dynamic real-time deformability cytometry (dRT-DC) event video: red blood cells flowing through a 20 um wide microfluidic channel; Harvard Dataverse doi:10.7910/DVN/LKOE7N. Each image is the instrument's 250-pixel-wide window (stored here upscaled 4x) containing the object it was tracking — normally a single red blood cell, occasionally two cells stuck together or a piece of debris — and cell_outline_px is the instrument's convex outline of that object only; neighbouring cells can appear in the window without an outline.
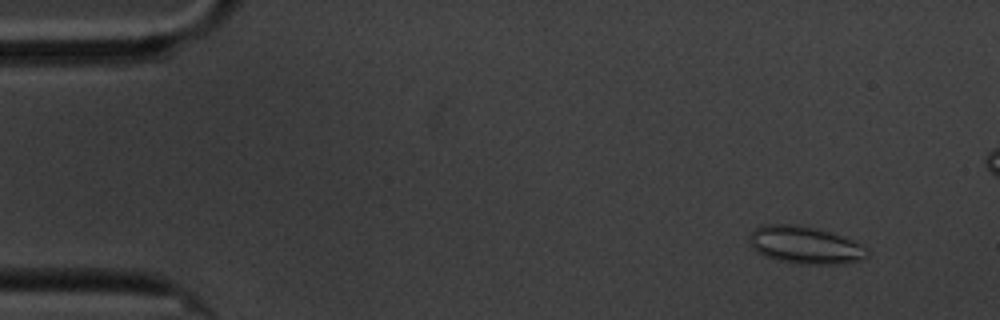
{"species": "common noctule bat (a hibernating species)", "species_latin": "Nyctalus noctula", "temperature_condition": "cold", "stored_images_in_passage": 16, "camera_frame_rate_fps": 3000, "um_per_image_px": 0.085, "animal": {"sex": "male", "body_mass_g": 20.1, "forearm_length_mm": 53.5}, "frame": {"image": 1, "passage_image": 2, "time_ms": 1.333, "image_size_px": [1000, 320], "cell_outline_px": [[868, 256], [860, 260], [836, 264], [800, 264], [776, 260], [764, 256], [756, 252], [752, 248], [748, 240], [748, 236], [756, 228], [764, 224], [792, 224], [816, 228], [852, 240], [868, 248]], "centroid_in_image_um": [68.38, 20.84], "position_along_channel_um": 16.6, "area_um2": 25.72}}
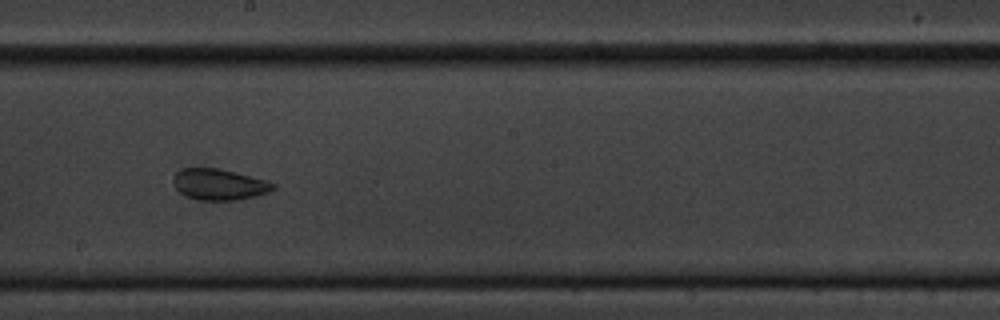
{"frame": {"image": 2, "passage_image": 9, "time_ms": 10.333, "image_size_px": [1000, 320], "cell_outline_px": [[276, 188], [268, 192], [256, 196], [236, 200], [200, 200], [188, 196], [180, 192], [176, 188], [172, 180], [176, 172], [180, 168], [216, 168], [236, 172], [264, 180], [276, 184]], "centroid_in_image_um": [18.62, 15.67], "position_along_channel_um": 229.6, "area_um2": 17.98}}
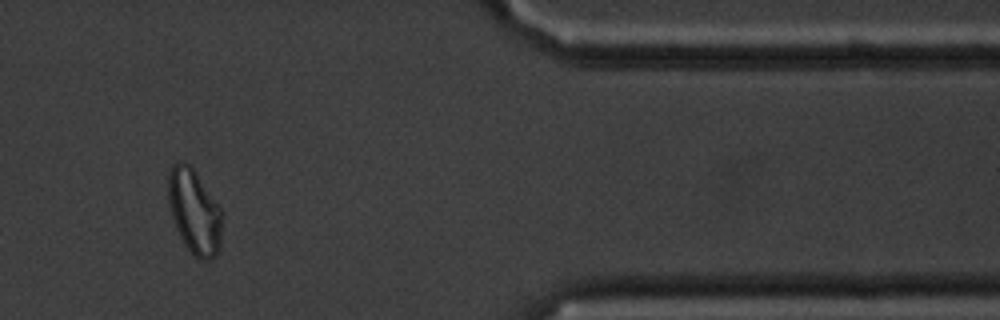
{"frame": {"image": 3, "passage_image": 13, "time_ms": 16.0, "image_size_px": [1000, 320], "cell_outline_px": [[220, 248], [208, 260], [200, 260], [184, 244], [176, 228], [172, 216], [168, 200], [168, 172], [172, 164], [184, 160], [196, 172], [220, 208]], "centroid_in_image_um": [16.48, 17.94], "position_along_channel_um": 394.9, "area_um2": 26.01}}